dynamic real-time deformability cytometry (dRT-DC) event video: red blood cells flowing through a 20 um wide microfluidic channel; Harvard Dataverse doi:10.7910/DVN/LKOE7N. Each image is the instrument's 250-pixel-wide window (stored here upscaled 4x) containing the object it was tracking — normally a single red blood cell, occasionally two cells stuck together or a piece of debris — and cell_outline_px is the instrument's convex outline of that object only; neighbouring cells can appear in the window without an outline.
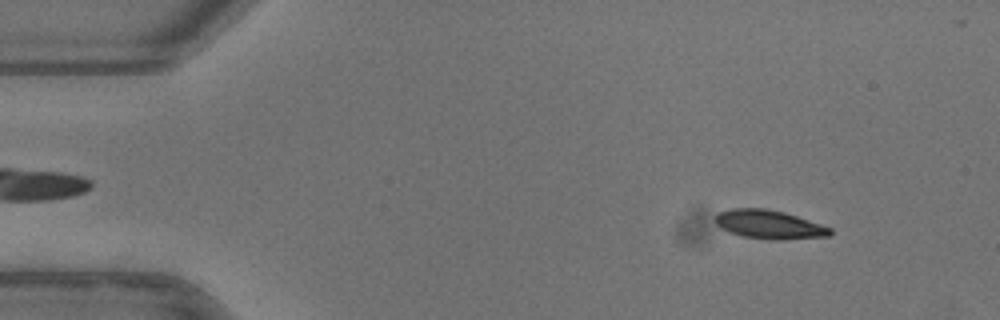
{"species": "common noctule bat (a hibernating species)", "species_latin": "Nyctalus noctula", "temperature_condition": "warm", "stored_images_in_passage": 52, "camera_frame_rate_fps": 3000, "um_per_image_px": 0.085, "animal": {"sex": "female"}, "frame": {"image": 1, "passage_image": 5, "time_ms": 1.333, "image_size_px": [1000, 320], "cell_outline_px": [[832, 232], [828, 236], [780, 240], [772, 240], [744, 236], [728, 232], [720, 228], [716, 224], [716, 216], [720, 212], [732, 208], [768, 208], [784, 212], [832, 228]], "centroid_in_image_um": [65.37, 19.08], "position_along_channel_um": 19.6, "area_um2": 19.13}}
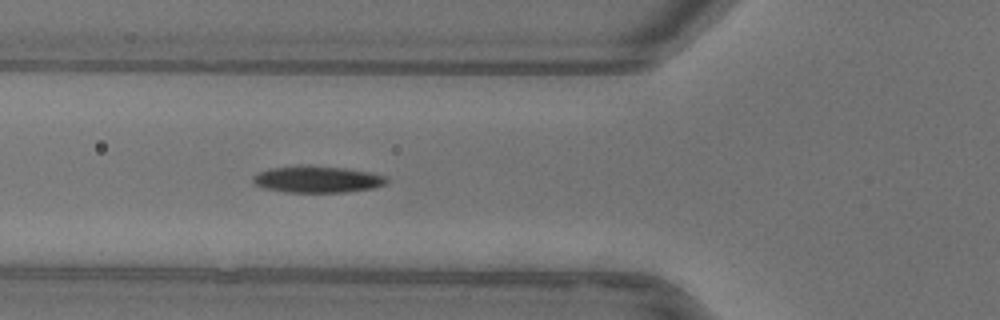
{"frame": {"image": 2, "passage_image": 18, "time_ms": 5.667, "image_size_px": [1000, 320], "cell_outline_px": [[388, 180], [384, 184], [376, 188], [348, 192], [284, 192], [264, 188], [252, 184], [252, 176], [268, 168], [348, 168], [388, 176]], "centroid_in_image_um": [27.0, 15.29], "position_along_channel_um": 98.8, "area_um2": 20.11}}
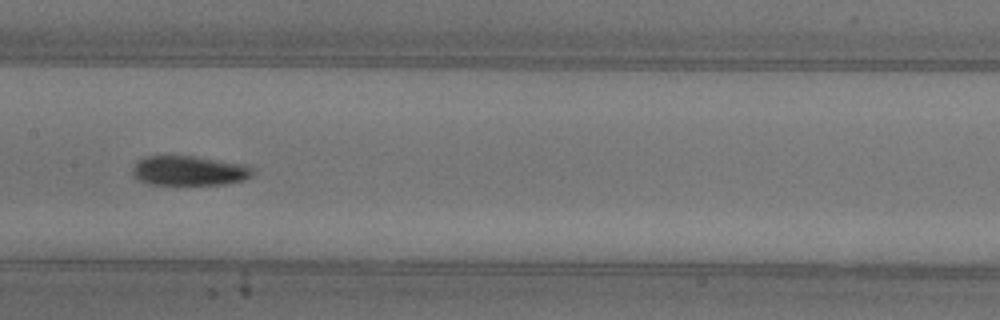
{"frame": {"image": 3, "passage_image": 25, "time_ms": 8.0, "image_size_px": [1000, 320], "cell_outline_px": [[256, 172], [252, 176], [244, 180], [224, 184], [148, 184], [140, 180], [132, 172], [132, 168], [144, 156], [196, 156], [248, 164], [256, 168]], "centroid_in_image_um": [16.19, 14.5], "position_along_channel_um": 191.2, "area_um2": 20.98}, "authors_computed_cell_mechanics": {"area_um2": 20.1722, "velocity_mm_per_s": 3.9506, "shape_relaxation_time_tau1_ms": 3.3008, "shape_relaxation_time_tau2_ms": 3.6216, "deformation_change_tau1": 0.163, "deformation_change_tau2": 0.0796}}